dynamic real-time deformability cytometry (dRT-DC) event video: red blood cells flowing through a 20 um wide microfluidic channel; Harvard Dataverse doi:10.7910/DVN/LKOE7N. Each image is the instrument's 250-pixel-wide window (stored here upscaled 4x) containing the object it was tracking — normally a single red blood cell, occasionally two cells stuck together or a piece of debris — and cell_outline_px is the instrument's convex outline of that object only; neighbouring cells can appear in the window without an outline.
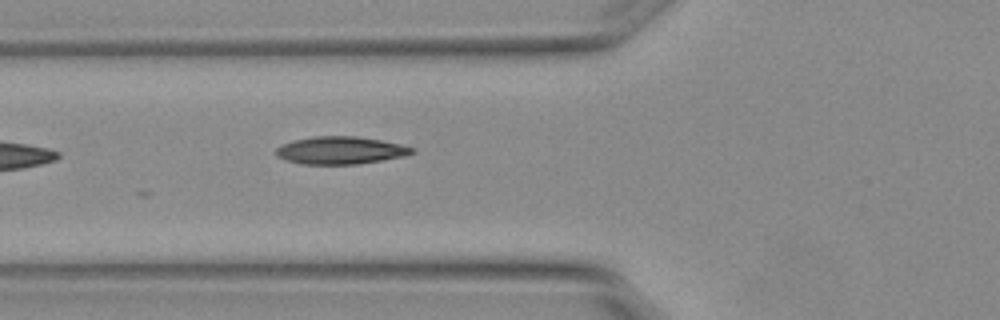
{"species": "Egyptian fruit bat (a non-hibernating species)", "species_latin": "Rousettus aegyptiacus", "temperature_condition": "warm", "stored_images_in_passage": 6, "camera_frame_rate_fps": 3000, "um_per_image_px": 0.085, "animal": {"sex": "female"}, "frame": {"image": 1, "passage_image": 6, "time_ms": 1.667, "image_size_px": [1000, 320], "cell_outline_px": [[416, 152], [404, 156], [356, 164], [304, 164], [288, 160], [276, 156], [276, 148], [280, 144], [292, 140], [312, 136], [356, 136], [380, 140], [400, 144], [416, 148]], "centroid_in_image_um": [28.93, 12.77], "position_along_channel_um": 96.9, "area_um2": 21.85}}